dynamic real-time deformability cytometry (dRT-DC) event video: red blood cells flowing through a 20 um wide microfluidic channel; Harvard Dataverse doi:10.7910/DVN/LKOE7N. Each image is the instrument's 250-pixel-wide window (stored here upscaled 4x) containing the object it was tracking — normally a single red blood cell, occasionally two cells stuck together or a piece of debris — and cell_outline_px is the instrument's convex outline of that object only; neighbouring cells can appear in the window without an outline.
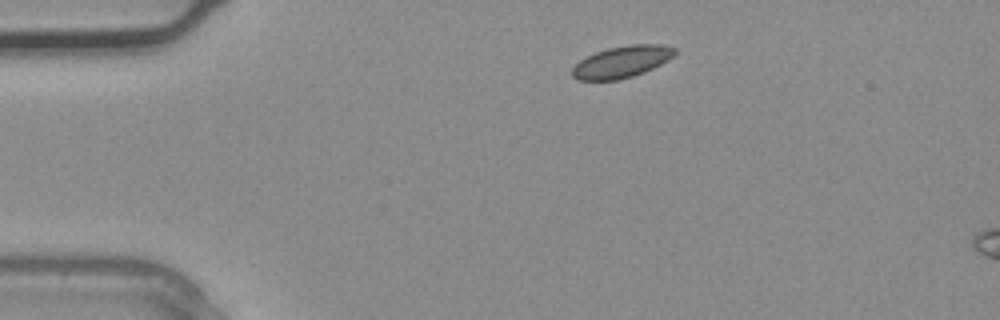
{"species": "common noctule bat (a hibernating species)", "species_latin": "Nyctalus noctula", "temperature_condition": "warm", "stored_images_in_passage": 2, "camera_frame_rate_fps": 3000, "um_per_image_px": 0.085, "animal": {"sex": "male", "body_mass_g": 20.4}, "frame": {"image": 1, "passage_image": 1, "time_ms": 0.0, "image_size_px": [1000, 320], "cell_outline_px": [[680, 48], [668, 60], [644, 72], [620, 80], [576, 80], [572, 76], [572, 68], [580, 60], [596, 52], [608, 48], [632, 44], [664, 44]], "centroid_in_image_um": [52.88, 5.25], "position_along_channel_um": 32.1, "area_um2": 19.02}}